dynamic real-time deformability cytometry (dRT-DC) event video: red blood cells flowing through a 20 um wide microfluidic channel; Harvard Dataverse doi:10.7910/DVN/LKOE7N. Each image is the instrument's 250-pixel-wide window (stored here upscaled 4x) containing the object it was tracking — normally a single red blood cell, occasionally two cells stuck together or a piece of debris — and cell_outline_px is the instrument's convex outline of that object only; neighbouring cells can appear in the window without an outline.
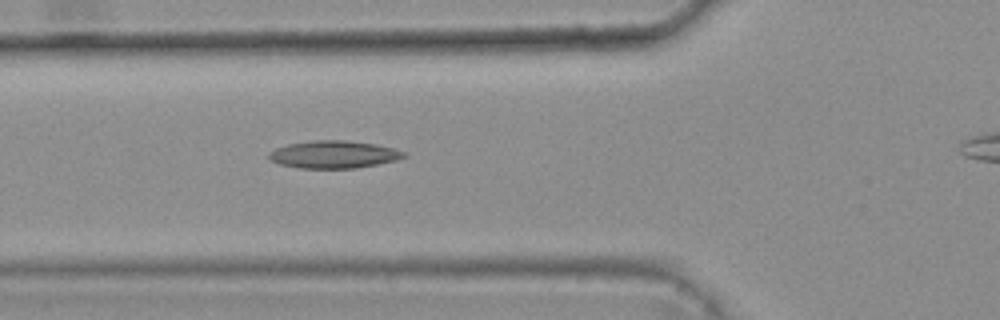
{"species": "common noctule bat (a hibernating species)", "species_latin": "Nyctalus noctula", "temperature_condition": "warm", "stored_images_in_passage": 4, "camera_frame_rate_fps": 3000, "um_per_image_px": 0.085, "animal": {"sex": "female", "body_mass_g": 25.1}, "frame": {"image": 1, "passage_image": 3, "time_ms": 0.667, "image_size_px": [1000, 320], "cell_outline_px": [[408, 156], [396, 160], [356, 168], [300, 168], [280, 164], [272, 160], [268, 156], [268, 152], [276, 148], [288, 144], [312, 140], [344, 140], [376, 144], [408, 152]], "centroid_in_image_um": [28.39, 13.12], "position_along_channel_um": 97.4, "area_um2": 21.62}}